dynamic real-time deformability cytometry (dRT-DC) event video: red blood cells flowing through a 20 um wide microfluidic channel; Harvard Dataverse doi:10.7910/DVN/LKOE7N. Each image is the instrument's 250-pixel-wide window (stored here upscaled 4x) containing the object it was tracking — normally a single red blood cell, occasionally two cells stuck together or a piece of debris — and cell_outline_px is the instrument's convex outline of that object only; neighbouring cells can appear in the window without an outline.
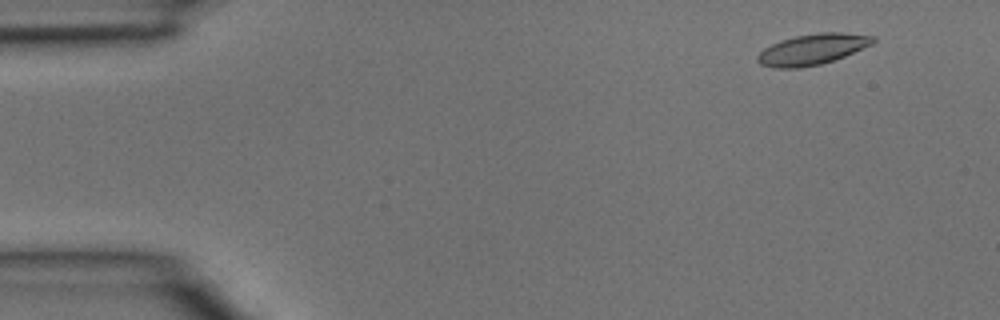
{"species": "common noctule bat (a hibernating species)", "species_latin": "Nyctalus noctula", "temperature_condition": "room temperature", "stored_images_in_passage": 4, "camera_frame_rate_fps": 3000, "um_per_image_px": 0.085, "animal": {"sex": "male", "body_mass_g": 15.6}, "frame": {"image": 1, "passage_image": 1, "time_ms": 0.0, "image_size_px": [1000, 320], "cell_outline_px": [[876, 40], [872, 44], [844, 56], [820, 64], [800, 68], [772, 68], [760, 64], [756, 60], [756, 56], [764, 48], [772, 44], [796, 36], [820, 32], [840, 32], [876, 36]], "centroid_in_image_um": [69.04, 4.2], "position_along_channel_um": 16.0, "area_um2": 20.58}}
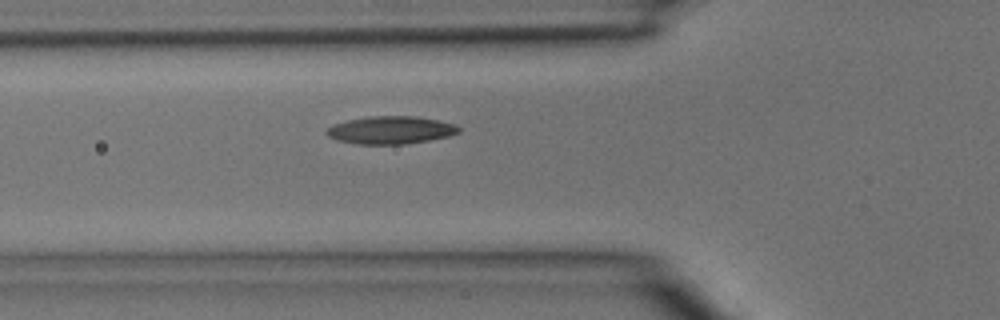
{"frame": {"image": 2, "passage_image": 4, "time_ms": 1.0, "image_size_px": [1000, 320], "cell_outline_px": [[460, 132], [448, 136], [428, 140], [404, 144], [356, 144], [336, 140], [328, 136], [324, 132], [332, 124], [348, 120], [368, 116], [416, 116], [456, 124], [460, 128]], "centroid_in_image_um": [33.18, 11.05], "position_along_channel_um": 92.6, "area_um2": 21.39}}